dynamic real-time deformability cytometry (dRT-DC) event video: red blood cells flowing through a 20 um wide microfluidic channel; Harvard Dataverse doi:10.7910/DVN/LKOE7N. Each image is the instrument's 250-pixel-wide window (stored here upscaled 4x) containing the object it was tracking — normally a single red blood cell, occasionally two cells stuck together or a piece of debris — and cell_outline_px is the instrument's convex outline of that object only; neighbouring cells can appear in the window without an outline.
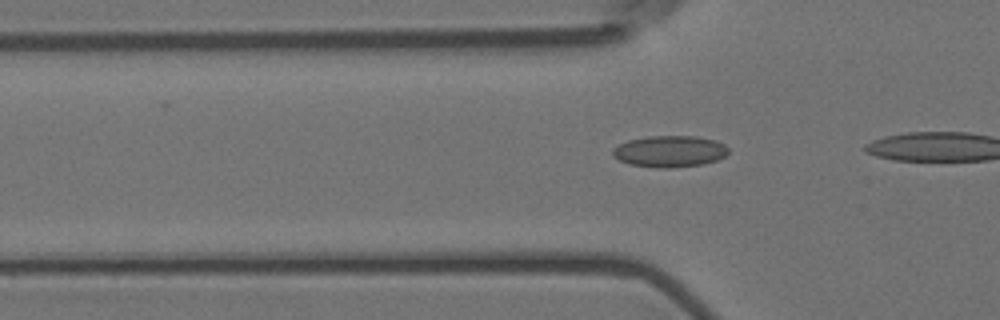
{"species": "Egyptian fruit bat (a non-hibernating species)", "species_latin": "Rousettus aegyptiacus", "temperature_condition": "room temperature", "stored_images_in_passage": 30, "camera_frame_rate_fps": 3000, "um_per_image_px": 0.085, "animal": {"sex": "female"}, "frame": {"image": 1, "passage_image": 4, "time_ms": 1.0, "image_size_px": [1000, 320], "cell_outline_px": [[728, 152], [724, 156], [716, 160], [704, 164], [668, 168], [656, 168], [628, 164], [612, 156], [612, 148], [628, 140], [648, 136], [696, 136], [716, 140], [724, 144], [728, 148]], "centroid_in_image_um": [56.91, 12.86], "position_along_channel_um": 68.9, "area_um2": 21.33}}
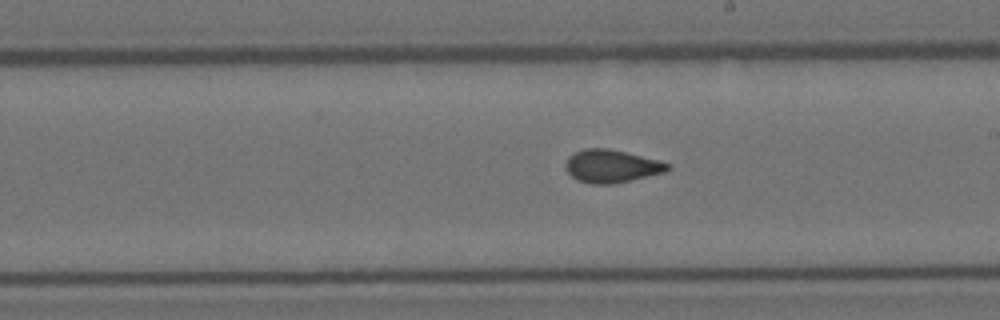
{"frame": {"image": 2, "passage_image": 18, "time_ms": 5.667, "image_size_px": [1000, 320], "cell_outline_px": [[672, 168], [664, 172], [612, 184], [592, 184], [576, 180], [564, 168], [564, 164], [568, 156], [584, 148], [608, 148], [672, 164]], "centroid_in_image_um": [51.93, 14.12], "position_along_channel_um": 237.1, "area_um2": 19.42}}
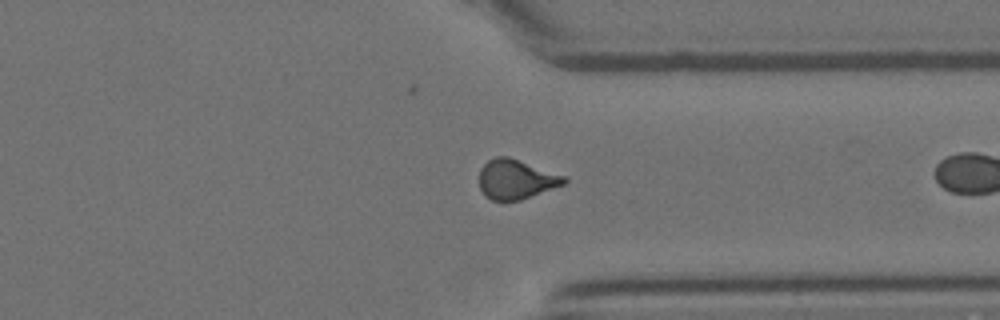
{"frame": {"image": 3, "passage_image": 29, "time_ms": 9.333, "image_size_px": [1000, 320], "cell_outline_px": [[568, 180], [564, 184], [520, 200], [492, 200], [484, 196], [480, 188], [480, 168], [488, 160], [496, 156], [508, 156], [564, 176]], "centroid_in_image_um": [43.82, 15.24], "position_along_channel_um": 367.6, "area_um2": 19.31}}